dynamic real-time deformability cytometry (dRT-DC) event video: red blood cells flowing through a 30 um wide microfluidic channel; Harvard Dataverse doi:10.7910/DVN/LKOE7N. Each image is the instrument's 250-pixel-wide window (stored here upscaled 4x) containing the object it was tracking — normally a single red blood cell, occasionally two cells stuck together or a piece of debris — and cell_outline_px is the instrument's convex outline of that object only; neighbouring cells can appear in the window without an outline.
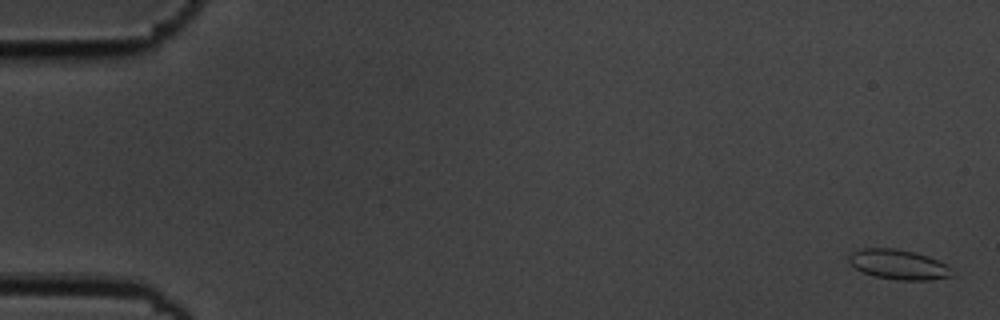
{"species": "common noctule bat (a hibernating species)", "species_latin": "Nyctalus noctula", "temperature_condition": "cold", "stored_images_in_passage": 6, "camera_frame_rate_fps": 3000, "um_per_image_px": 0.085, "animal": {"sex": "male", "body_mass_g": 19.5, "forearm_length_mm": 54.6}, "frame": {"image": 1, "passage_image": 1, "time_ms": 0.0, "image_size_px": [1000, 320], "cell_outline_px": [[952, 276], [928, 280], [896, 280], [876, 276], [864, 272], [856, 268], [848, 260], [848, 256], [852, 252], [864, 248], [896, 248], [916, 252], [928, 256], [944, 264], [948, 268]], "centroid_in_image_um": [76.33, 22.47], "position_along_channel_um": 8.7, "area_um2": 17.63}}
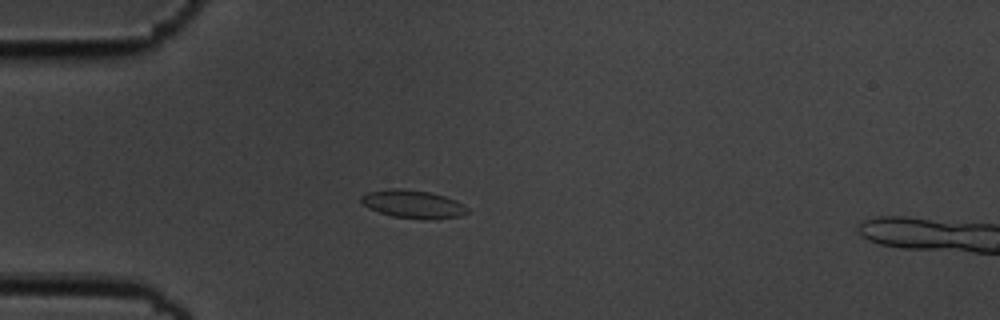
{"frame": {"image": 2, "passage_image": 5, "time_ms": 1.333, "image_size_px": [1000, 320], "cell_outline_px": [[468, 212], [460, 216], [432, 220], [424, 220], [392, 216], [368, 208], [360, 200], [360, 196], [368, 192], [388, 188], [400, 188], [428, 192], [444, 196], [456, 200], [464, 204], [468, 208]], "centroid_in_image_um": [35.11, 17.36], "position_along_channel_um": 49.9, "area_um2": 17.51}}